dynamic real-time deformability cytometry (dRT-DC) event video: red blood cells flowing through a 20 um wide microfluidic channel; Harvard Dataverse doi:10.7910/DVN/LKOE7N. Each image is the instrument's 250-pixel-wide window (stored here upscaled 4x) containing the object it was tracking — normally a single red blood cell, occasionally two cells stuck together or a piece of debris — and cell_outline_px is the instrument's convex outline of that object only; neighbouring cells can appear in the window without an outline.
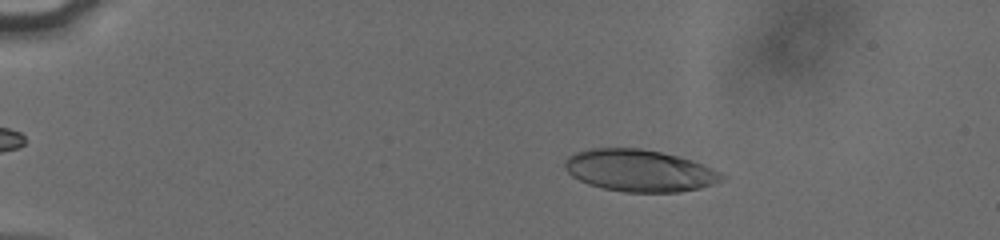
{"species": "human", "species_latin": "Homo sapiens", "temperature_condition": "cold", "stored_images_in_passage": 41, "camera_frame_rate_fps": 3000, "um_per_image_px": 0.085, "donor": {"sex": "male"}, "frame": {"image": 1, "passage_image": 2, "time_ms": 0.333, "image_size_px": [1000, 240], "cell_outline_px": [[728, 176], [724, 180], [700, 188], [680, 192], [624, 192], [604, 188], [588, 184], [572, 176], [564, 168], [564, 160], [572, 152], [592, 148], [640, 148], [660, 152], [692, 160], [712, 168]], "centroid_in_image_um": [54.34, 14.5], "position_along_channel_um": 30.7, "area_um2": 38.55}}
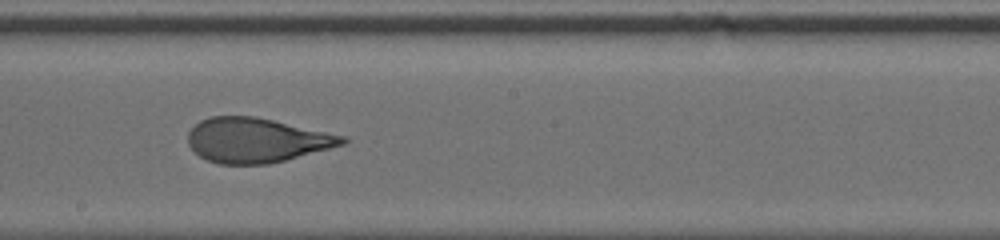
{"frame": {"image": 2, "passage_image": 24, "time_ms": 7.667, "image_size_px": [1000, 240], "cell_outline_px": [[348, 140], [344, 144], [284, 160], [268, 164], [216, 164], [200, 156], [188, 144], [188, 132], [200, 120], [212, 116], [256, 116], [348, 136]], "centroid_in_image_um": [21.81, 11.91], "position_along_channel_um": 226.4, "area_um2": 40.06}}
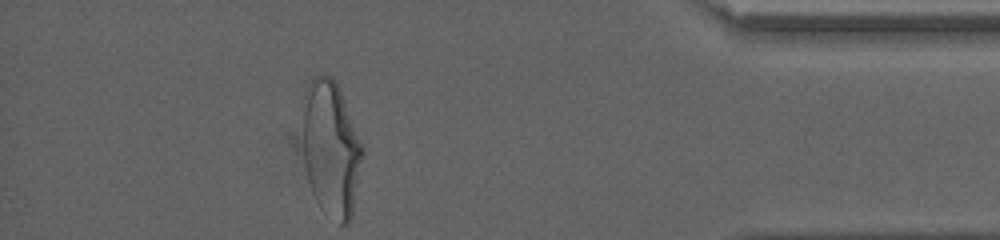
{"frame": {"image": 3, "passage_image": 41, "time_ms": 13.333, "image_size_px": [1000, 240], "cell_outline_px": [[364, 152], [352, 216], [348, 224], [340, 224], [320, 208], [312, 192], [308, 180], [304, 164], [304, 88], [308, 80], [312, 76], [332, 76], [340, 92], [364, 148]], "centroid_in_image_um": [28.14, 12.66], "position_along_channel_um": 407.1, "area_um2": 47.05}, "authors_computed_cell_mechanics": {"area_um2": 40.6334, "velocity_mm_per_s": 3.8232, "shape_relaxation_time_tau1_ms": 4.9369, "shape_relaxation_time_tau2_ms": 0.882, "deformation_change_tau1": 0.2138, "deformation_change_tau2": 0.092}}